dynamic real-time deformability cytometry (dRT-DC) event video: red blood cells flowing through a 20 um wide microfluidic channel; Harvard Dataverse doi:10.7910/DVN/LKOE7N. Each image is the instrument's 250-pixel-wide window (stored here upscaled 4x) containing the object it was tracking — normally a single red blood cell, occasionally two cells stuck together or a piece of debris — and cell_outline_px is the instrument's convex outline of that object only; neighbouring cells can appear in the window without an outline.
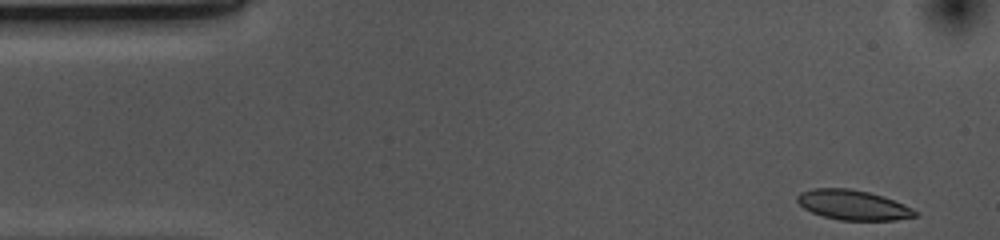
{"species": "common noctule bat (a hibernating species)", "species_latin": "Nyctalus noctula", "temperature_condition": "cold", "stored_images_in_passage": 41, "camera_frame_rate_fps": 3000, "um_per_image_px": 0.085, "animal": {"sex": "female", "body_mass_g": 10.0, "forearm_length_mm": 53.1}, "frame": {"image": 1, "passage_image": 1, "time_ms": 0.0, "image_size_px": [1000, 240], "cell_outline_px": [[920, 212], [916, 216], [896, 220], [840, 220], [824, 216], [812, 212], [804, 208], [796, 200], [796, 196], [800, 192], [812, 188], [848, 188], [868, 192], [884, 196], [904, 204]], "centroid_in_image_um": [72.52, 17.42], "position_along_channel_um": 12.5, "area_um2": 20.58}}
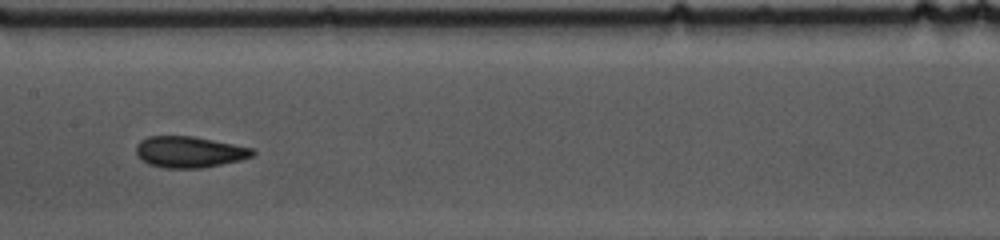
{"frame": {"image": 2, "passage_image": 23, "time_ms": 7.333, "image_size_px": [1000, 240], "cell_outline_px": [[256, 152], [252, 156], [240, 160], [200, 168], [164, 168], [148, 164], [140, 160], [136, 156], [136, 144], [140, 140], [148, 136], [192, 136], [256, 148]], "centroid_in_image_um": [16.07, 12.91], "position_along_channel_um": 191.3, "area_um2": 21.39}}
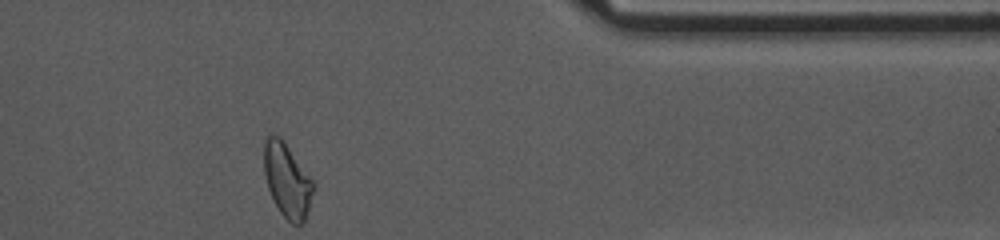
{"frame": {"image": 3, "passage_image": 41, "time_ms": 13.333, "image_size_px": [1000, 240], "cell_outline_px": [[316, 188], [304, 224], [292, 224], [280, 212], [268, 188], [264, 172], [264, 140], [268, 136], [276, 136], [284, 140], [316, 184]], "centroid_in_image_um": [24.45, 15.35], "position_along_channel_um": 386.9, "area_um2": 21.44}, "authors_computed_cell_mechanics": {"area_um2": 20.9814, "velocity_mm_per_s": 3.6755, "shape_relaxation_time_tau1_ms": 9.2583, "shape_relaxation_time_tau2_ms": 2.1013, "deformation_change_tau1": 0.1903, "deformation_change_tau2": 0.0629}}